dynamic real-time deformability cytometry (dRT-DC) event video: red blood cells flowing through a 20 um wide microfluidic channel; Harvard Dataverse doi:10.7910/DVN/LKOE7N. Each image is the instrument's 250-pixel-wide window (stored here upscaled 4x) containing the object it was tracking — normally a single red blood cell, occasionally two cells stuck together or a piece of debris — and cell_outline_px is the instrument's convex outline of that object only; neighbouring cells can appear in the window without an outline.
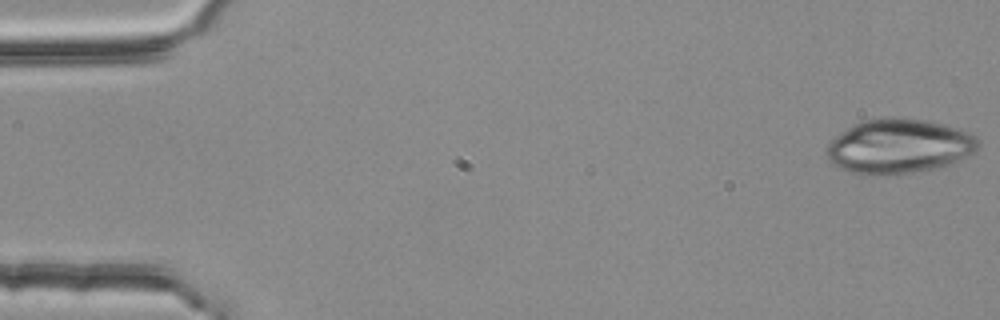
{"species": "common noctule bat (a hibernating species)", "species_latin": "Nyctalus noctula", "temperature_condition": "room temperature", "stored_images_in_passage": 14, "camera_frame_rate_fps": 3000, "um_per_image_px": 0.085, "animal": {"sex": "female", "body_mass_g": 25.1}, "frame": {"image": 1, "passage_image": 1, "time_ms": 0.0, "image_size_px": [1000, 320], "cell_outline_px": [[980, 144], [972, 152], [952, 164], [944, 168], [912, 172], [852, 172], [840, 168], [832, 164], [828, 156], [828, 144], [836, 136], [852, 124], [864, 120], [888, 116], [892, 116], [924, 120], [944, 124], [968, 132], [976, 136], [980, 140]], "centroid_in_image_um": [76.45, 12.39], "position_along_channel_um": 8.5, "area_um2": 47.45}}